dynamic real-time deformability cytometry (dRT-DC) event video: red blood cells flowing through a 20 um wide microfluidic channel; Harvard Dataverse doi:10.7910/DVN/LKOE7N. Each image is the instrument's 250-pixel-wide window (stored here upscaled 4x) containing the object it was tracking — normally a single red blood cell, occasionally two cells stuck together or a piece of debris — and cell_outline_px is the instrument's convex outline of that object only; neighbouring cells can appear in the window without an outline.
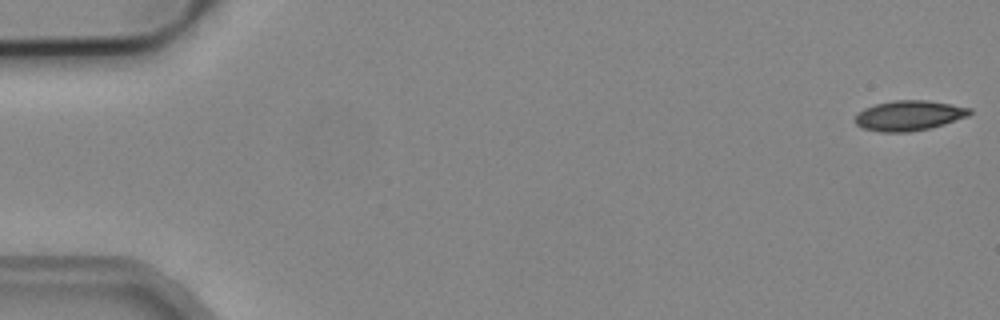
{"species": "common noctule bat (a hibernating species)", "species_latin": "Nyctalus noctula", "temperature_condition": "cold", "stored_images_in_passage": 4, "camera_frame_rate_fps": 3000, "um_per_image_px": 0.085, "animal": {"sex": "male", "body_mass_g": 19.2, "forearm_length_mm": 51.8}, "frame": {"image": 1, "passage_image": 1, "time_ms": 0.0, "image_size_px": [1000, 320], "cell_outline_px": [[972, 112], [968, 116], [944, 124], [928, 128], [908, 132], [880, 132], [864, 128], [856, 124], [856, 112], [864, 108], [876, 104], [896, 100], [928, 100], [972, 108]], "centroid_in_image_um": [77.27, 9.81], "position_along_channel_um": 7.7, "area_um2": 20.0}}
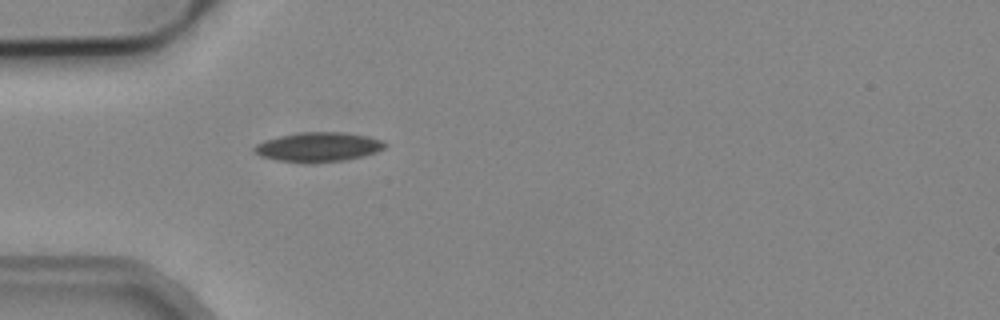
{"frame": {"image": 2, "passage_image": 4, "time_ms": 1.0, "image_size_px": [1000, 320], "cell_outline_px": [[388, 144], [384, 148], [376, 152], [344, 160], [276, 160], [260, 156], [252, 148], [256, 144], [264, 140], [280, 136], [300, 132], [344, 132], [368, 136], [384, 140]], "centroid_in_image_um": [27.09, 12.44], "position_along_channel_um": 57.9, "area_um2": 21.62}}